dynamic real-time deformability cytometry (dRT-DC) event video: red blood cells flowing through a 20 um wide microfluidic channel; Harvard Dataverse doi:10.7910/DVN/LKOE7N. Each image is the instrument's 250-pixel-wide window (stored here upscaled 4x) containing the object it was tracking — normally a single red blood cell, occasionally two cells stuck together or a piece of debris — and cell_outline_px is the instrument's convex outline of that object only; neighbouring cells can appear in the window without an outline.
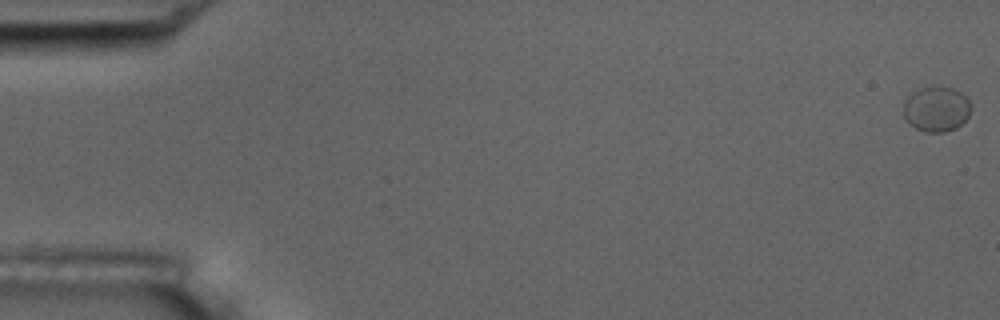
{"species": "common noctule bat (a hibernating species)", "species_latin": "Nyctalus noctula", "temperature_condition": "room temperature", "stored_images_in_passage": 7, "camera_frame_rate_fps": 3000, "um_per_image_px": 0.085, "animal": {"sex": "male", "body_mass_g": 17.5, "forearm_length_mm": 52.3}, "frame": {"image": 1, "passage_image": 1, "time_ms": 0.0, "image_size_px": [1000, 320], "cell_outline_px": [[972, 108], [968, 116], [956, 128], [944, 132], [924, 132], [908, 124], [904, 120], [904, 100], [912, 92], [920, 88], [956, 88], [968, 100]], "centroid_in_image_um": [79.57, 9.29], "position_along_channel_um": 5.4, "area_um2": 17.69}}
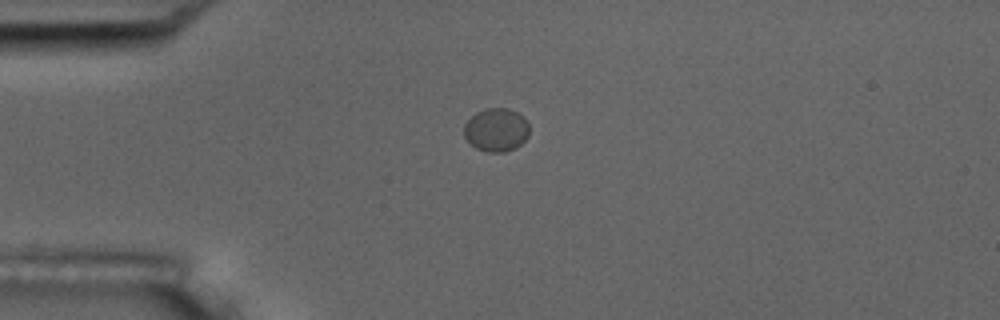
{"frame": {"image": 2, "passage_image": 5, "time_ms": 4.667, "image_size_px": [1000, 320], "cell_outline_px": [[528, 136], [516, 148], [504, 152], [488, 152], [476, 148], [464, 136], [464, 124], [476, 112], [484, 108], [508, 108], [524, 116], [528, 124]], "centroid_in_image_um": [42.18, 11.03], "position_along_channel_um": 42.8, "area_um2": 16.47}}